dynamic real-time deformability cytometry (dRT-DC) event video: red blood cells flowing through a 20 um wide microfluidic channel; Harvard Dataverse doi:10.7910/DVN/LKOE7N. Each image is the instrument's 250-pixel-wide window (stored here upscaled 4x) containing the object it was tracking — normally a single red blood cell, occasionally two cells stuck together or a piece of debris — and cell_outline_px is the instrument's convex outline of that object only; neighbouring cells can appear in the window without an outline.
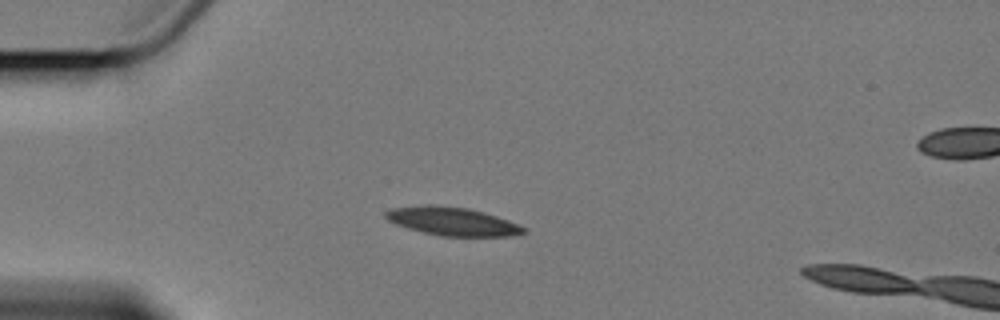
{"species": "Egyptian fruit bat (a non-hibernating species)", "species_latin": "Rousettus aegyptiacus", "temperature_condition": "cold", "stored_images_in_passage": 5, "camera_frame_rate_fps": 3000, "um_per_image_px": 0.085, "animal": {"sex": "female"}, "frame": {"image": 1, "passage_image": 4, "time_ms": 3.667, "image_size_px": [1000, 320], "cell_outline_px": [[528, 232], [512, 236], [440, 236], [408, 228], [396, 224], [388, 220], [384, 216], [384, 212], [392, 208], [428, 204], [468, 208], [484, 212], [508, 220], [524, 228]], "centroid_in_image_um": [38.43, 18.81], "position_along_channel_um": 46.6, "area_um2": 22.66}}